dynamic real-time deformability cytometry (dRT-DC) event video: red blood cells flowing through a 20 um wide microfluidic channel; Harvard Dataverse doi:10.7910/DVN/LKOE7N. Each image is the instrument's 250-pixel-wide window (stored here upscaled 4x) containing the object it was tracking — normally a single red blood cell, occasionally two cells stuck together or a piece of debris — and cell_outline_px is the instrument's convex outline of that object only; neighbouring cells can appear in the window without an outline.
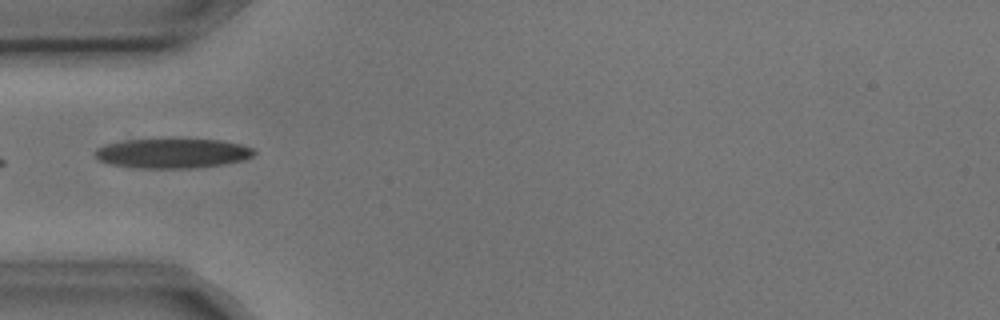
{"species": "common noctule bat (a hibernating species)", "species_latin": "Nyctalus noctula", "temperature_condition": "cold", "stored_images_in_passage": 1, "camera_frame_rate_fps": 3000, "um_per_image_px": 0.085, "animal": {"sex": "male", "body_mass_g": 17.9, "forearm_length_mm": 54.2}, "frame": {"image": 1, "passage_image": 1, "time_ms": 0.0, "image_size_px": [1000, 320], "cell_outline_px": [[256, 152], [252, 156], [244, 160], [224, 164], [188, 168], [132, 168], [112, 164], [100, 160], [92, 152], [96, 148], [104, 144], [124, 140], [172, 136], [220, 140], [240, 144], [256, 148]], "centroid_in_image_um": [14.65, 12.98], "position_along_channel_um": 70.3, "area_um2": 28.78}}